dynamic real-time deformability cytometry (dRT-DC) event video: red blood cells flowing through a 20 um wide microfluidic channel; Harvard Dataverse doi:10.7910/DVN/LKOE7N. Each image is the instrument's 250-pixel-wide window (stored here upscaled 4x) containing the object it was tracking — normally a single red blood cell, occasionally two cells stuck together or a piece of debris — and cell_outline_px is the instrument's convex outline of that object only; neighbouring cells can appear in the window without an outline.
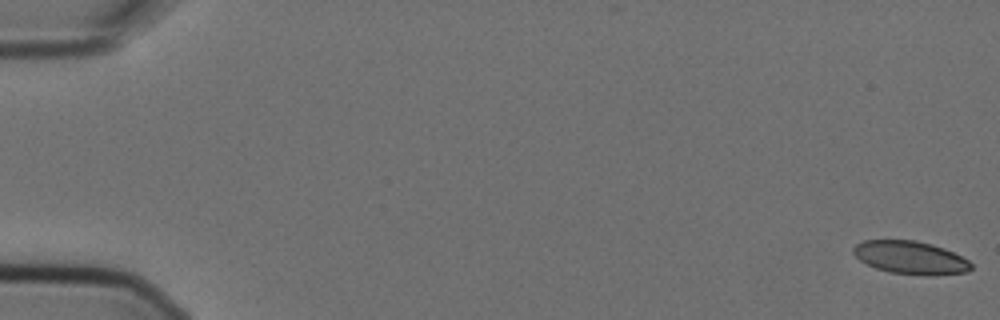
{"species": "Egyptian fruit bat (a non-hibernating species)", "species_latin": "Rousettus aegyptiacus", "temperature_condition": "cold", "stored_images_in_passage": 6, "camera_frame_rate_fps": 3000, "um_per_image_px": 0.085, "animal": {"sex": "female"}, "frame": {"image": 1, "passage_image": 1, "time_ms": 0.0, "image_size_px": [1000, 320], "cell_outline_px": [[972, 268], [968, 272], [888, 272], [876, 268], [860, 260], [852, 252], [852, 248], [856, 244], [864, 240], [916, 240], [932, 244], [944, 248], [968, 260], [972, 264]], "centroid_in_image_um": [77.31, 21.83], "position_along_channel_um": 7.7, "area_um2": 21.56}}
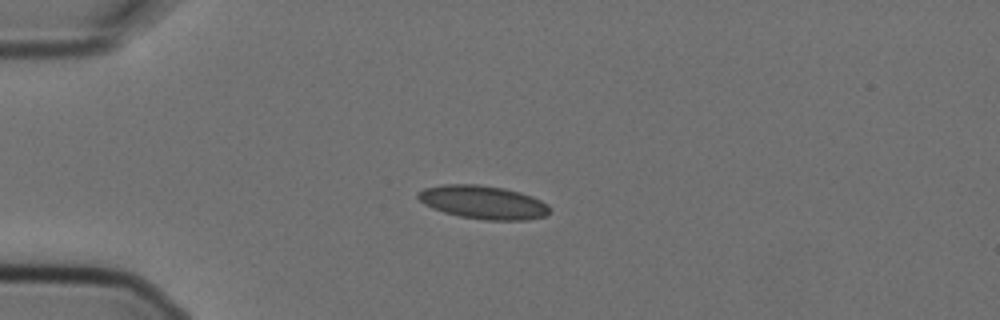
{"frame": {"image": 2, "passage_image": 5, "time_ms": 1.333, "image_size_px": [1000, 320], "cell_outline_px": [[548, 212], [544, 216], [528, 220], [484, 220], [460, 216], [444, 212], [432, 208], [424, 204], [416, 196], [416, 192], [424, 188], [444, 184], [480, 184], [504, 188], [520, 192], [532, 196], [548, 204]], "centroid_in_image_um": [41.03, 17.18], "position_along_channel_um": 44.0, "area_um2": 25.66}}